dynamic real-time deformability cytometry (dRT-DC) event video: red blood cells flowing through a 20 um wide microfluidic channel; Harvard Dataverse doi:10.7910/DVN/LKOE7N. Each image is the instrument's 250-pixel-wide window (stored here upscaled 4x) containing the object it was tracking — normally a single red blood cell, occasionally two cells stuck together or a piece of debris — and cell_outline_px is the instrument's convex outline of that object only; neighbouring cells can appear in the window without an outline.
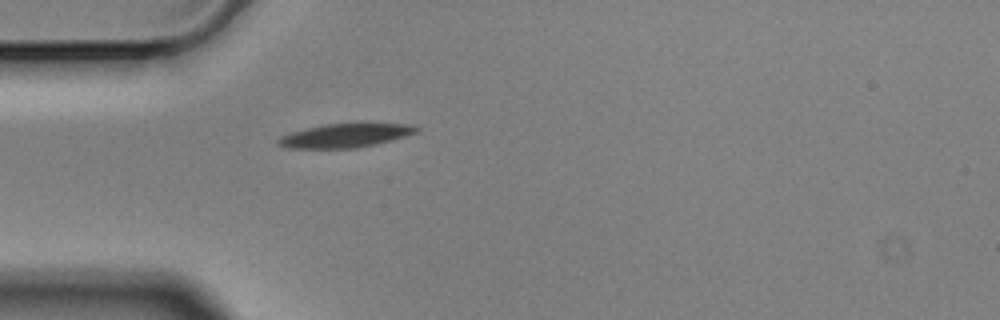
{"species": "Egyptian fruit bat (a non-hibernating species)", "species_latin": "Rousettus aegyptiacus", "temperature_condition": "cold", "stored_images_in_passage": 4, "camera_frame_rate_fps": 3000, "um_per_image_px": 0.085, "animal": {"sex": "male"}, "frame": {"image": 1, "passage_image": 4, "time_ms": 1.0, "image_size_px": [1000, 320], "cell_outline_px": [[420, 128], [416, 132], [404, 136], [376, 144], [356, 148], [288, 148], [276, 144], [276, 140], [280, 136], [292, 132], [324, 124], [416, 124]], "centroid_in_image_um": [29.32, 11.53], "position_along_channel_um": 55.7, "area_um2": 18.9}}